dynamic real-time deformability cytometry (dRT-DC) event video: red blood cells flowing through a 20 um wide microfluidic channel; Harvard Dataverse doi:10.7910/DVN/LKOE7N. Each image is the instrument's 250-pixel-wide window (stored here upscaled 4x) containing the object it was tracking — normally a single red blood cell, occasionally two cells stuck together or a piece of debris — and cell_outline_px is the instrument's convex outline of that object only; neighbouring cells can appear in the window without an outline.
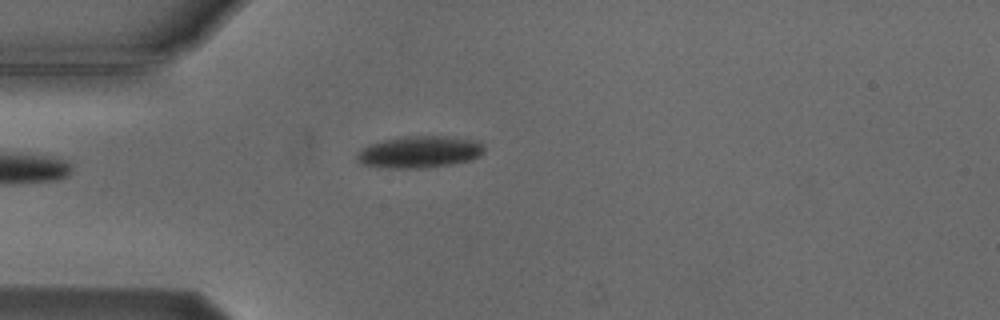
{"species": "Egyptian fruit bat (a non-hibernating species)", "species_latin": "Rousettus aegyptiacus", "temperature_condition": "cold", "stored_images_in_passage": 5, "camera_frame_rate_fps": 3000, "um_per_image_px": 0.085, "animal": {"sex": "male"}, "frame": {"image": 1, "passage_image": 4, "time_ms": 3.667, "image_size_px": [1000, 320], "cell_outline_px": [[484, 152], [480, 156], [472, 160], [452, 164], [424, 168], [380, 168], [360, 164], [356, 160], [356, 152], [360, 148], [368, 144], [400, 136], [448, 136], [476, 140], [484, 144]], "centroid_in_image_um": [35.62, 12.92], "position_along_channel_um": 49.4, "area_um2": 24.22}}